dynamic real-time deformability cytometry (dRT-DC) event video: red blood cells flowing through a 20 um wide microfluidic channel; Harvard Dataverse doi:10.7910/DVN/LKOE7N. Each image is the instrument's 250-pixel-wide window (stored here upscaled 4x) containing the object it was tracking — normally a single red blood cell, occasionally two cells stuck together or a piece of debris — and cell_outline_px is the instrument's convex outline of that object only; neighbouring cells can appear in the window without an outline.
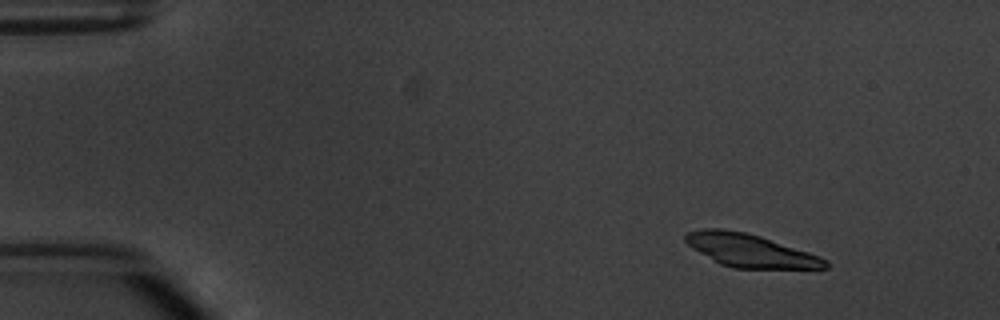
{"species": "common noctule bat (a hibernating species)", "species_latin": "Nyctalus noctula", "temperature_condition": "warm", "stored_images_in_passage": 4, "segment_of_instrument_passage": [1, 2], "camera_frame_rate_fps": 3000, "um_per_image_px": 0.085, "animal": {"sex": "male", "body_mass_g": 20.1, "forearm_length_mm": 53.5}, "frame": {"image": 1, "passage_image": 1, "time_ms": 0.0, "image_size_px": [1000, 320], "cell_outline_px": [[828, 268], [732, 268], [720, 264], [692, 248], [684, 240], [684, 236], [688, 232], [704, 228], [724, 228], [744, 232], [760, 236], [820, 256], [828, 260]], "centroid_in_image_um": [63.74, 21.29], "position_along_channel_um": 21.3, "area_um2": 26.7}}